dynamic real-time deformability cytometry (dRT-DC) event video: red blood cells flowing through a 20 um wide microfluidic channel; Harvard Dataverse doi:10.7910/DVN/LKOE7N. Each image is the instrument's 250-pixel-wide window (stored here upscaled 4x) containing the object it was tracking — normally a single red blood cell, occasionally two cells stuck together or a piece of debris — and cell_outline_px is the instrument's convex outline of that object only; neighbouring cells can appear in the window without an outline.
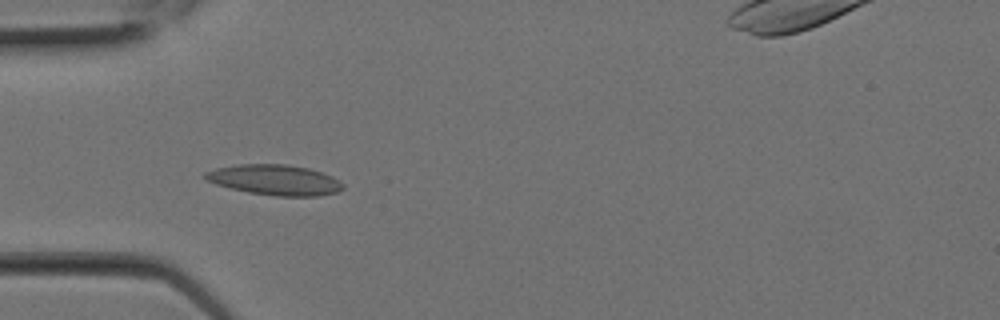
{"species": "Egyptian fruit bat (a non-hibernating species)", "species_latin": "Rousettus aegyptiacus", "temperature_condition": "room temperature", "stored_images_in_passage": 6, "camera_frame_rate_fps": 3000, "um_per_image_px": 0.085, "animal": {"sex": "female"}, "frame": {"image": 1, "passage_image": 2, "time_ms": 0.333, "image_size_px": [1000, 320], "cell_outline_px": [[344, 188], [336, 192], [320, 196], [276, 196], [248, 192], [216, 184], [208, 180], [204, 176], [204, 172], [216, 168], [236, 164], [288, 164], [308, 168], [332, 176], [340, 180], [344, 184]], "centroid_in_image_um": [23.38, 15.29], "position_along_channel_um": 61.6, "area_um2": 24.39}}
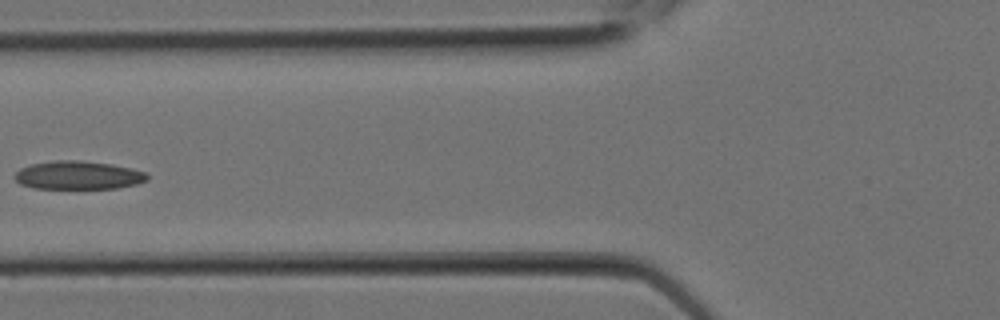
{"frame": {"image": 2, "passage_image": 4, "time_ms": 1.0, "image_size_px": [1000, 320], "cell_outline_px": [[148, 180], [136, 184], [116, 188], [32, 188], [20, 184], [12, 176], [20, 168], [28, 164], [52, 160], [80, 160], [112, 164], [132, 168], [148, 172]], "centroid_in_image_um": [6.63, 14.88], "position_along_channel_um": 119.2, "area_um2": 22.2}}